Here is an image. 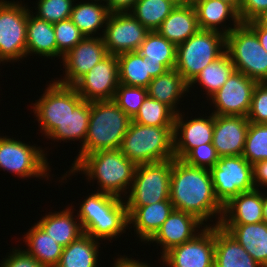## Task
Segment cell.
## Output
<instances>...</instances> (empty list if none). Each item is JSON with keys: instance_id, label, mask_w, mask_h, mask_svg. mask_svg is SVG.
<instances>
[{"instance_id": "obj_1", "label": "cell", "mask_w": 267, "mask_h": 267, "mask_svg": "<svg viewBox=\"0 0 267 267\" xmlns=\"http://www.w3.org/2000/svg\"><path fill=\"white\" fill-rule=\"evenodd\" d=\"M169 199L174 209L190 213L203 223L216 213L220 217L214 226L221 222L223 206L215 197L210 169L173 158Z\"/></svg>"}, {"instance_id": "obj_2", "label": "cell", "mask_w": 267, "mask_h": 267, "mask_svg": "<svg viewBox=\"0 0 267 267\" xmlns=\"http://www.w3.org/2000/svg\"><path fill=\"white\" fill-rule=\"evenodd\" d=\"M132 119L113 101L90 102V120L86 140L72 169L88 154L120 149Z\"/></svg>"}, {"instance_id": "obj_3", "label": "cell", "mask_w": 267, "mask_h": 267, "mask_svg": "<svg viewBox=\"0 0 267 267\" xmlns=\"http://www.w3.org/2000/svg\"><path fill=\"white\" fill-rule=\"evenodd\" d=\"M122 197L99 192L92 193L81 204L78 222L85 234L99 240L113 238L129 227L126 201Z\"/></svg>"}, {"instance_id": "obj_4", "label": "cell", "mask_w": 267, "mask_h": 267, "mask_svg": "<svg viewBox=\"0 0 267 267\" xmlns=\"http://www.w3.org/2000/svg\"><path fill=\"white\" fill-rule=\"evenodd\" d=\"M136 167L120 149L100 150L86 155L69 173L83 171L87 179L96 178L99 192L121 197L127 185L132 186Z\"/></svg>"}, {"instance_id": "obj_5", "label": "cell", "mask_w": 267, "mask_h": 267, "mask_svg": "<svg viewBox=\"0 0 267 267\" xmlns=\"http://www.w3.org/2000/svg\"><path fill=\"white\" fill-rule=\"evenodd\" d=\"M174 126H147L131 121L121 152L136 165L165 161L174 156Z\"/></svg>"}, {"instance_id": "obj_6", "label": "cell", "mask_w": 267, "mask_h": 267, "mask_svg": "<svg viewBox=\"0 0 267 267\" xmlns=\"http://www.w3.org/2000/svg\"><path fill=\"white\" fill-rule=\"evenodd\" d=\"M225 47L226 36L223 33L199 30L177 45L175 69L190 84L201 70L225 53Z\"/></svg>"}, {"instance_id": "obj_7", "label": "cell", "mask_w": 267, "mask_h": 267, "mask_svg": "<svg viewBox=\"0 0 267 267\" xmlns=\"http://www.w3.org/2000/svg\"><path fill=\"white\" fill-rule=\"evenodd\" d=\"M225 52L236 71L257 82H267V52L247 23L241 22L226 35Z\"/></svg>"}, {"instance_id": "obj_8", "label": "cell", "mask_w": 267, "mask_h": 267, "mask_svg": "<svg viewBox=\"0 0 267 267\" xmlns=\"http://www.w3.org/2000/svg\"><path fill=\"white\" fill-rule=\"evenodd\" d=\"M173 159L137 165L126 206H144L168 200Z\"/></svg>"}, {"instance_id": "obj_9", "label": "cell", "mask_w": 267, "mask_h": 267, "mask_svg": "<svg viewBox=\"0 0 267 267\" xmlns=\"http://www.w3.org/2000/svg\"><path fill=\"white\" fill-rule=\"evenodd\" d=\"M210 172L215 197L222 206L238 194L255 189L253 165L242 155L219 157Z\"/></svg>"}, {"instance_id": "obj_10", "label": "cell", "mask_w": 267, "mask_h": 267, "mask_svg": "<svg viewBox=\"0 0 267 267\" xmlns=\"http://www.w3.org/2000/svg\"><path fill=\"white\" fill-rule=\"evenodd\" d=\"M29 11L19 2L0 0V62L17 61L26 57Z\"/></svg>"}, {"instance_id": "obj_11", "label": "cell", "mask_w": 267, "mask_h": 267, "mask_svg": "<svg viewBox=\"0 0 267 267\" xmlns=\"http://www.w3.org/2000/svg\"><path fill=\"white\" fill-rule=\"evenodd\" d=\"M82 100L73 86L63 85L56 81L50 83L33 107L45 136L48 137L60 126Z\"/></svg>"}, {"instance_id": "obj_12", "label": "cell", "mask_w": 267, "mask_h": 267, "mask_svg": "<svg viewBox=\"0 0 267 267\" xmlns=\"http://www.w3.org/2000/svg\"><path fill=\"white\" fill-rule=\"evenodd\" d=\"M39 147L0 137V168L24 177H47V157Z\"/></svg>"}, {"instance_id": "obj_13", "label": "cell", "mask_w": 267, "mask_h": 267, "mask_svg": "<svg viewBox=\"0 0 267 267\" xmlns=\"http://www.w3.org/2000/svg\"><path fill=\"white\" fill-rule=\"evenodd\" d=\"M103 29L108 54L137 51L150 32L130 12L110 13Z\"/></svg>"}, {"instance_id": "obj_14", "label": "cell", "mask_w": 267, "mask_h": 267, "mask_svg": "<svg viewBox=\"0 0 267 267\" xmlns=\"http://www.w3.org/2000/svg\"><path fill=\"white\" fill-rule=\"evenodd\" d=\"M119 85L118 57L108 54L82 76L73 87L83 100H113Z\"/></svg>"}, {"instance_id": "obj_15", "label": "cell", "mask_w": 267, "mask_h": 267, "mask_svg": "<svg viewBox=\"0 0 267 267\" xmlns=\"http://www.w3.org/2000/svg\"><path fill=\"white\" fill-rule=\"evenodd\" d=\"M163 263L169 267H214L215 226H205L193 239L166 252Z\"/></svg>"}, {"instance_id": "obj_16", "label": "cell", "mask_w": 267, "mask_h": 267, "mask_svg": "<svg viewBox=\"0 0 267 267\" xmlns=\"http://www.w3.org/2000/svg\"><path fill=\"white\" fill-rule=\"evenodd\" d=\"M256 84L257 81L235 70L223 86L210 97L216 109L212 113L247 117Z\"/></svg>"}, {"instance_id": "obj_17", "label": "cell", "mask_w": 267, "mask_h": 267, "mask_svg": "<svg viewBox=\"0 0 267 267\" xmlns=\"http://www.w3.org/2000/svg\"><path fill=\"white\" fill-rule=\"evenodd\" d=\"M108 55L102 36L84 37L74 48L62 58L65 66V78L57 83L73 86L93 66Z\"/></svg>"}, {"instance_id": "obj_18", "label": "cell", "mask_w": 267, "mask_h": 267, "mask_svg": "<svg viewBox=\"0 0 267 267\" xmlns=\"http://www.w3.org/2000/svg\"><path fill=\"white\" fill-rule=\"evenodd\" d=\"M249 125L244 116L215 115L212 144L219 157L243 154Z\"/></svg>"}, {"instance_id": "obj_19", "label": "cell", "mask_w": 267, "mask_h": 267, "mask_svg": "<svg viewBox=\"0 0 267 267\" xmlns=\"http://www.w3.org/2000/svg\"><path fill=\"white\" fill-rule=\"evenodd\" d=\"M214 124L213 113L207 119L199 117L185 122L182 113L176 114L173 132L175 158L182 159L191 149L212 144Z\"/></svg>"}, {"instance_id": "obj_20", "label": "cell", "mask_w": 267, "mask_h": 267, "mask_svg": "<svg viewBox=\"0 0 267 267\" xmlns=\"http://www.w3.org/2000/svg\"><path fill=\"white\" fill-rule=\"evenodd\" d=\"M202 225L204 223L196 216L174 209L149 241L162 245L163 256L170 249L193 239L198 234L194 233L198 231L196 228Z\"/></svg>"}, {"instance_id": "obj_21", "label": "cell", "mask_w": 267, "mask_h": 267, "mask_svg": "<svg viewBox=\"0 0 267 267\" xmlns=\"http://www.w3.org/2000/svg\"><path fill=\"white\" fill-rule=\"evenodd\" d=\"M119 83L127 86L147 88L151 80L169 69L162 63L147 62L138 51L117 55Z\"/></svg>"}, {"instance_id": "obj_22", "label": "cell", "mask_w": 267, "mask_h": 267, "mask_svg": "<svg viewBox=\"0 0 267 267\" xmlns=\"http://www.w3.org/2000/svg\"><path fill=\"white\" fill-rule=\"evenodd\" d=\"M129 224H134V231L142 241L149 240L161 228L164 221L173 212L170 199L144 206H126Z\"/></svg>"}, {"instance_id": "obj_23", "label": "cell", "mask_w": 267, "mask_h": 267, "mask_svg": "<svg viewBox=\"0 0 267 267\" xmlns=\"http://www.w3.org/2000/svg\"><path fill=\"white\" fill-rule=\"evenodd\" d=\"M263 194L255 188L242 192L223 206L220 224H251L263 222ZM228 214V215H227Z\"/></svg>"}, {"instance_id": "obj_24", "label": "cell", "mask_w": 267, "mask_h": 267, "mask_svg": "<svg viewBox=\"0 0 267 267\" xmlns=\"http://www.w3.org/2000/svg\"><path fill=\"white\" fill-rule=\"evenodd\" d=\"M262 267H267V223L219 224Z\"/></svg>"}, {"instance_id": "obj_25", "label": "cell", "mask_w": 267, "mask_h": 267, "mask_svg": "<svg viewBox=\"0 0 267 267\" xmlns=\"http://www.w3.org/2000/svg\"><path fill=\"white\" fill-rule=\"evenodd\" d=\"M200 30L193 5L175 6L156 30L176 46L187 41Z\"/></svg>"}, {"instance_id": "obj_26", "label": "cell", "mask_w": 267, "mask_h": 267, "mask_svg": "<svg viewBox=\"0 0 267 267\" xmlns=\"http://www.w3.org/2000/svg\"><path fill=\"white\" fill-rule=\"evenodd\" d=\"M214 267H262L220 225L215 226Z\"/></svg>"}, {"instance_id": "obj_27", "label": "cell", "mask_w": 267, "mask_h": 267, "mask_svg": "<svg viewBox=\"0 0 267 267\" xmlns=\"http://www.w3.org/2000/svg\"><path fill=\"white\" fill-rule=\"evenodd\" d=\"M197 13L198 25L200 30L221 32L225 36L236 28L241 20L238 11L229 3L222 0H199L194 5ZM231 17L234 21V27H228L225 30L219 31L218 25Z\"/></svg>"}, {"instance_id": "obj_28", "label": "cell", "mask_w": 267, "mask_h": 267, "mask_svg": "<svg viewBox=\"0 0 267 267\" xmlns=\"http://www.w3.org/2000/svg\"><path fill=\"white\" fill-rule=\"evenodd\" d=\"M29 53L57 57V43L53 23L28 13L26 31V56Z\"/></svg>"}, {"instance_id": "obj_29", "label": "cell", "mask_w": 267, "mask_h": 267, "mask_svg": "<svg viewBox=\"0 0 267 267\" xmlns=\"http://www.w3.org/2000/svg\"><path fill=\"white\" fill-rule=\"evenodd\" d=\"M188 89L189 84L182 75L176 69H171L153 78L147 87V93L148 97L166 104L178 114L180 111L175 109V105L180 101L178 99L189 91Z\"/></svg>"}, {"instance_id": "obj_30", "label": "cell", "mask_w": 267, "mask_h": 267, "mask_svg": "<svg viewBox=\"0 0 267 267\" xmlns=\"http://www.w3.org/2000/svg\"><path fill=\"white\" fill-rule=\"evenodd\" d=\"M71 210V208L67 207L66 210L60 211V213H50L36 223L63 247L68 246L72 241H75L84 234L81 223H77Z\"/></svg>"}, {"instance_id": "obj_31", "label": "cell", "mask_w": 267, "mask_h": 267, "mask_svg": "<svg viewBox=\"0 0 267 267\" xmlns=\"http://www.w3.org/2000/svg\"><path fill=\"white\" fill-rule=\"evenodd\" d=\"M24 239L27 242L29 255H32L45 267H57L63 252V246L53 240L37 224L29 229Z\"/></svg>"}, {"instance_id": "obj_32", "label": "cell", "mask_w": 267, "mask_h": 267, "mask_svg": "<svg viewBox=\"0 0 267 267\" xmlns=\"http://www.w3.org/2000/svg\"><path fill=\"white\" fill-rule=\"evenodd\" d=\"M97 241L84 233L63 248L57 267H96L100 247Z\"/></svg>"}, {"instance_id": "obj_33", "label": "cell", "mask_w": 267, "mask_h": 267, "mask_svg": "<svg viewBox=\"0 0 267 267\" xmlns=\"http://www.w3.org/2000/svg\"><path fill=\"white\" fill-rule=\"evenodd\" d=\"M89 120L90 102L82 100L48 138L60 141L81 139L83 145L86 140Z\"/></svg>"}, {"instance_id": "obj_34", "label": "cell", "mask_w": 267, "mask_h": 267, "mask_svg": "<svg viewBox=\"0 0 267 267\" xmlns=\"http://www.w3.org/2000/svg\"><path fill=\"white\" fill-rule=\"evenodd\" d=\"M110 12L107 5L96 2H86L73 5L70 19L85 37H92L97 29L106 26ZM104 24V25H103Z\"/></svg>"}, {"instance_id": "obj_35", "label": "cell", "mask_w": 267, "mask_h": 267, "mask_svg": "<svg viewBox=\"0 0 267 267\" xmlns=\"http://www.w3.org/2000/svg\"><path fill=\"white\" fill-rule=\"evenodd\" d=\"M137 51L147 58V62L162 63L169 70L175 69L177 46L157 31H150Z\"/></svg>"}, {"instance_id": "obj_36", "label": "cell", "mask_w": 267, "mask_h": 267, "mask_svg": "<svg viewBox=\"0 0 267 267\" xmlns=\"http://www.w3.org/2000/svg\"><path fill=\"white\" fill-rule=\"evenodd\" d=\"M235 71V66L229 55L225 52L216 61L206 66L195 79L189 84V87L199 82L203 85L207 95L211 97L227 81L228 77Z\"/></svg>"}, {"instance_id": "obj_37", "label": "cell", "mask_w": 267, "mask_h": 267, "mask_svg": "<svg viewBox=\"0 0 267 267\" xmlns=\"http://www.w3.org/2000/svg\"><path fill=\"white\" fill-rule=\"evenodd\" d=\"M175 6L169 0H137L129 12L149 31H156Z\"/></svg>"}, {"instance_id": "obj_38", "label": "cell", "mask_w": 267, "mask_h": 267, "mask_svg": "<svg viewBox=\"0 0 267 267\" xmlns=\"http://www.w3.org/2000/svg\"><path fill=\"white\" fill-rule=\"evenodd\" d=\"M176 113L166 104L146 97L133 122L147 126H174Z\"/></svg>"}, {"instance_id": "obj_39", "label": "cell", "mask_w": 267, "mask_h": 267, "mask_svg": "<svg viewBox=\"0 0 267 267\" xmlns=\"http://www.w3.org/2000/svg\"><path fill=\"white\" fill-rule=\"evenodd\" d=\"M242 156L251 165L267 160V124L250 123Z\"/></svg>"}, {"instance_id": "obj_40", "label": "cell", "mask_w": 267, "mask_h": 267, "mask_svg": "<svg viewBox=\"0 0 267 267\" xmlns=\"http://www.w3.org/2000/svg\"><path fill=\"white\" fill-rule=\"evenodd\" d=\"M147 96V88L119 83L113 101L132 119Z\"/></svg>"}, {"instance_id": "obj_41", "label": "cell", "mask_w": 267, "mask_h": 267, "mask_svg": "<svg viewBox=\"0 0 267 267\" xmlns=\"http://www.w3.org/2000/svg\"><path fill=\"white\" fill-rule=\"evenodd\" d=\"M57 43V57L74 48L85 36L70 18L53 23Z\"/></svg>"}, {"instance_id": "obj_42", "label": "cell", "mask_w": 267, "mask_h": 267, "mask_svg": "<svg viewBox=\"0 0 267 267\" xmlns=\"http://www.w3.org/2000/svg\"><path fill=\"white\" fill-rule=\"evenodd\" d=\"M74 0H39L37 17L50 23L70 18Z\"/></svg>"}, {"instance_id": "obj_43", "label": "cell", "mask_w": 267, "mask_h": 267, "mask_svg": "<svg viewBox=\"0 0 267 267\" xmlns=\"http://www.w3.org/2000/svg\"><path fill=\"white\" fill-rule=\"evenodd\" d=\"M247 118L250 123L267 124V82H257Z\"/></svg>"}, {"instance_id": "obj_44", "label": "cell", "mask_w": 267, "mask_h": 267, "mask_svg": "<svg viewBox=\"0 0 267 267\" xmlns=\"http://www.w3.org/2000/svg\"><path fill=\"white\" fill-rule=\"evenodd\" d=\"M181 160L194 167L211 169L218 162L219 156L213 144H204L191 149Z\"/></svg>"}, {"instance_id": "obj_45", "label": "cell", "mask_w": 267, "mask_h": 267, "mask_svg": "<svg viewBox=\"0 0 267 267\" xmlns=\"http://www.w3.org/2000/svg\"><path fill=\"white\" fill-rule=\"evenodd\" d=\"M8 258L3 260L1 267H45L26 250L15 249Z\"/></svg>"}, {"instance_id": "obj_46", "label": "cell", "mask_w": 267, "mask_h": 267, "mask_svg": "<svg viewBox=\"0 0 267 267\" xmlns=\"http://www.w3.org/2000/svg\"><path fill=\"white\" fill-rule=\"evenodd\" d=\"M267 9V0H242L238 12L241 22L247 23L254 20L260 13Z\"/></svg>"}, {"instance_id": "obj_47", "label": "cell", "mask_w": 267, "mask_h": 267, "mask_svg": "<svg viewBox=\"0 0 267 267\" xmlns=\"http://www.w3.org/2000/svg\"><path fill=\"white\" fill-rule=\"evenodd\" d=\"M253 182L257 189L259 186L267 187V160L259 161L253 165Z\"/></svg>"}, {"instance_id": "obj_48", "label": "cell", "mask_w": 267, "mask_h": 267, "mask_svg": "<svg viewBox=\"0 0 267 267\" xmlns=\"http://www.w3.org/2000/svg\"><path fill=\"white\" fill-rule=\"evenodd\" d=\"M137 0H109L107 4L110 13L129 12Z\"/></svg>"}, {"instance_id": "obj_49", "label": "cell", "mask_w": 267, "mask_h": 267, "mask_svg": "<svg viewBox=\"0 0 267 267\" xmlns=\"http://www.w3.org/2000/svg\"><path fill=\"white\" fill-rule=\"evenodd\" d=\"M247 24L256 32L260 44L267 52V28L259 26L254 20L247 22Z\"/></svg>"}, {"instance_id": "obj_50", "label": "cell", "mask_w": 267, "mask_h": 267, "mask_svg": "<svg viewBox=\"0 0 267 267\" xmlns=\"http://www.w3.org/2000/svg\"><path fill=\"white\" fill-rule=\"evenodd\" d=\"M114 267H150L147 265V263L138 262L136 260H132L129 258H124L123 256L121 258H117L116 263H114Z\"/></svg>"}, {"instance_id": "obj_51", "label": "cell", "mask_w": 267, "mask_h": 267, "mask_svg": "<svg viewBox=\"0 0 267 267\" xmlns=\"http://www.w3.org/2000/svg\"><path fill=\"white\" fill-rule=\"evenodd\" d=\"M254 21L259 25L267 28V9L260 13Z\"/></svg>"}, {"instance_id": "obj_52", "label": "cell", "mask_w": 267, "mask_h": 267, "mask_svg": "<svg viewBox=\"0 0 267 267\" xmlns=\"http://www.w3.org/2000/svg\"><path fill=\"white\" fill-rule=\"evenodd\" d=\"M263 222L267 223V196L263 194Z\"/></svg>"}, {"instance_id": "obj_53", "label": "cell", "mask_w": 267, "mask_h": 267, "mask_svg": "<svg viewBox=\"0 0 267 267\" xmlns=\"http://www.w3.org/2000/svg\"><path fill=\"white\" fill-rule=\"evenodd\" d=\"M222 1L231 4L239 12L242 0H222Z\"/></svg>"}, {"instance_id": "obj_54", "label": "cell", "mask_w": 267, "mask_h": 267, "mask_svg": "<svg viewBox=\"0 0 267 267\" xmlns=\"http://www.w3.org/2000/svg\"><path fill=\"white\" fill-rule=\"evenodd\" d=\"M176 6H183L186 5V0H169Z\"/></svg>"}, {"instance_id": "obj_55", "label": "cell", "mask_w": 267, "mask_h": 267, "mask_svg": "<svg viewBox=\"0 0 267 267\" xmlns=\"http://www.w3.org/2000/svg\"><path fill=\"white\" fill-rule=\"evenodd\" d=\"M197 1H199V0H186V5L187 4L194 5Z\"/></svg>"}, {"instance_id": "obj_56", "label": "cell", "mask_w": 267, "mask_h": 267, "mask_svg": "<svg viewBox=\"0 0 267 267\" xmlns=\"http://www.w3.org/2000/svg\"><path fill=\"white\" fill-rule=\"evenodd\" d=\"M95 2H98L100 0H94ZM102 1H105L106 2V5L108 4L109 0H102Z\"/></svg>"}]
</instances>
